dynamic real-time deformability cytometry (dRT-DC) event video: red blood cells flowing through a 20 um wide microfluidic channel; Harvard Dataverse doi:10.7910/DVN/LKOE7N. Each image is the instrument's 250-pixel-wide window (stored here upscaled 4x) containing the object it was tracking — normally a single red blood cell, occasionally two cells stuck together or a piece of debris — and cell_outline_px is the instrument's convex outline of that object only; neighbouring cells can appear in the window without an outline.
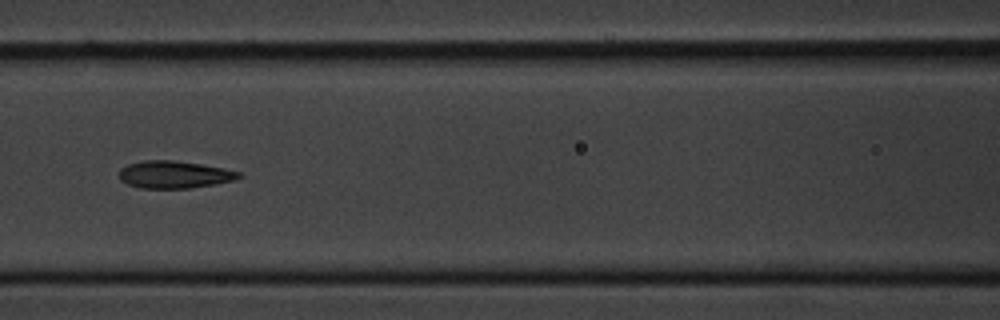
{"species": "common noctule bat (a hibernating species)", "species_latin": "Nyctalus noctula", "temperature_condition": "cold", "stored_images_in_passage": 7, "camera_frame_rate_fps": 3000, "um_per_image_px": 0.085, "animal": {"sex": "male", "body_mass_g": 20.1, "forearm_length_mm": 53.5}, "frame": {"image": 1, "passage_image": 6, "time_ms": 5.667, "image_size_px": [1000, 320], "cell_outline_px": [[244, 176], [236, 180], [216, 184], [192, 188], [140, 188], [128, 184], [120, 180], [120, 168], [128, 164], [144, 160], [172, 160], [200, 164], [224, 168], [240, 172]], "centroid_in_image_um": [14.85, 14.84], "position_along_channel_um": 151.8, "area_um2": 19.19}}
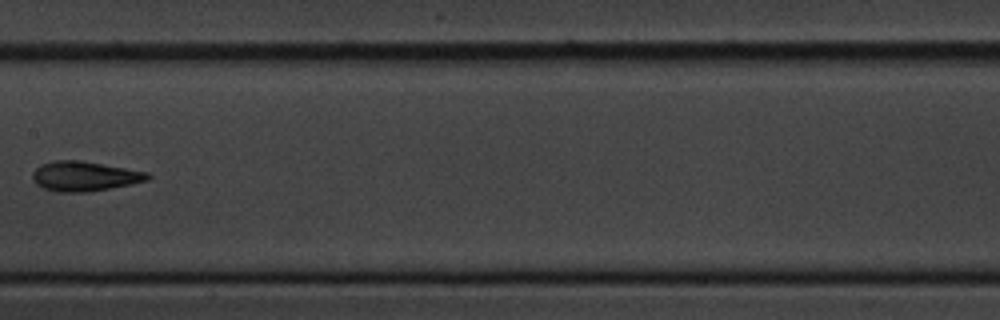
{"frame": {"image": 2, "passage_image": 7, "time_ms": 7.0, "image_size_px": [1000, 320], "cell_outline_px": [[152, 176], [148, 180], [132, 184], [88, 192], [56, 192], [44, 188], [36, 184], [32, 180], [32, 172], [40, 164], [56, 160], [80, 160], [148, 172]], "centroid_in_image_um": [7.17, 14.98], "position_along_channel_um": 200.2, "area_um2": 20.06}}